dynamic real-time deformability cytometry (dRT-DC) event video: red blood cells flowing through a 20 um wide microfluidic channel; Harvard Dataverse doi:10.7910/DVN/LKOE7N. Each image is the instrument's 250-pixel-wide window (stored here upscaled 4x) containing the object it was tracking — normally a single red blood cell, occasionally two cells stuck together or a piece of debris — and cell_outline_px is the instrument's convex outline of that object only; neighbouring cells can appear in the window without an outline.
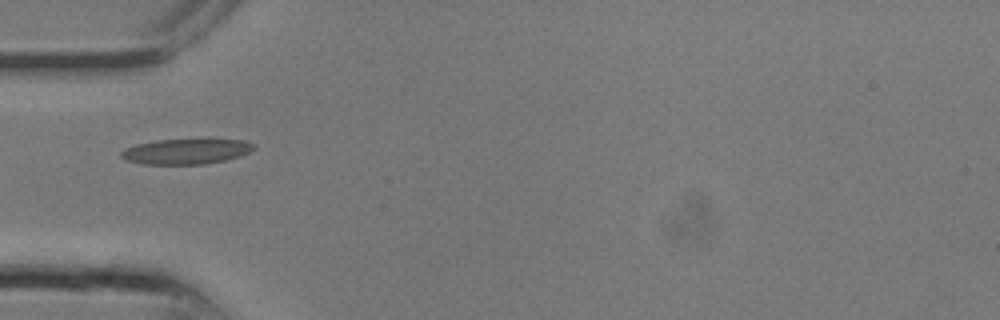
{"species": "common noctule bat (a hibernating species)", "species_latin": "Nyctalus noctula", "temperature_condition": "room temperature", "stored_images_in_passage": 2, "camera_frame_rate_fps": 3000, "um_per_image_px": 0.085, "animal": {"sex": "male", "body_mass_g": 13.3}, "frame": {"image": 1, "passage_image": 1, "time_ms": 0.0, "image_size_px": [1000, 320], "cell_outline_px": [[256, 148], [240, 156], [224, 160], [204, 164], [144, 164], [124, 160], [120, 156], [120, 152], [124, 148], [136, 144], [156, 140], [208, 136], [244, 140], [252, 144]], "centroid_in_image_um": [15.84, 12.81], "position_along_channel_um": 69.2, "area_um2": 20.63}}